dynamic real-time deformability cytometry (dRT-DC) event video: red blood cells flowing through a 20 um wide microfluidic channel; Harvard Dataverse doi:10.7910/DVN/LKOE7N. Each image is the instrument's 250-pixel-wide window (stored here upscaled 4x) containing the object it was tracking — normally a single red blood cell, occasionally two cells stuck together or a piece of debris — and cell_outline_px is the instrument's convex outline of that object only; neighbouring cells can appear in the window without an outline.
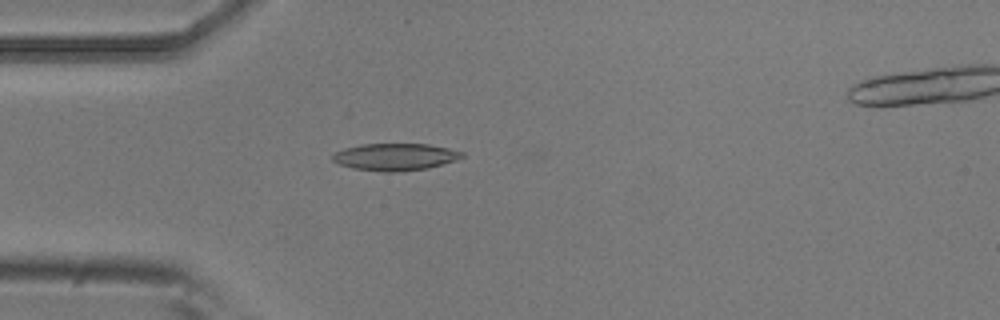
{"species": "common noctule bat (a hibernating species)", "species_latin": "Nyctalus noctula", "temperature_condition": "room temperature", "stored_images_in_passage": 4, "camera_frame_rate_fps": 3000, "um_per_image_px": 0.085, "animal": {"sex": "male", "body_mass_g": 20.5, "forearm_length_mm": 52.5}, "frame": {"image": 1, "passage_image": 3, "time_ms": 0.667, "image_size_px": [1000, 320], "cell_outline_px": [[464, 156], [456, 160], [428, 168], [396, 172], [380, 172], [352, 168], [340, 164], [332, 160], [332, 156], [336, 152], [344, 148], [360, 144], [428, 144], [448, 148], [464, 152]], "centroid_in_image_um": [33.58, 13.34], "position_along_channel_um": 51.4, "area_um2": 20.46}}